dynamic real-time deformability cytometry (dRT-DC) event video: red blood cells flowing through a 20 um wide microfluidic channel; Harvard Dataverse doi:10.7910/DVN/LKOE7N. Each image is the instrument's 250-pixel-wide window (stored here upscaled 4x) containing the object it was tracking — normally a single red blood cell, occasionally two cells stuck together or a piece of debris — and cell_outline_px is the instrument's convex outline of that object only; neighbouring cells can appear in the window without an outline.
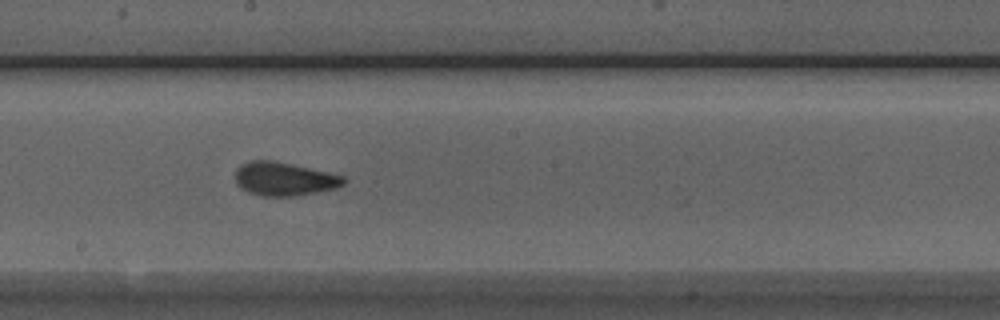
{"species": "Egyptian fruit bat (a non-hibernating species)", "species_latin": "Rousettus aegyptiacus", "temperature_condition": "room temperature", "stored_images_in_passage": 23, "camera_frame_rate_fps": 3000, "um_per_image_px": 0.085, "animal": {"sex": "male"}, "frame": {"image": 1, "passage_image": 14, "time_ms": 4.333, "image_size_px": [1000, 320], "cell_outline_px": [[348, 180], [344, 184], [336, 188], [296, 196], [264, 196], [248, 192], [240, 188], [236, 184], [236, 168], [240, 164], [248, 160], [272, 160], [328, 172], [344, 176]], "centroid_in_image_um": [24.14, 15.2], "position_along_channel_um": 224.1, "area_um2": 21.27}}
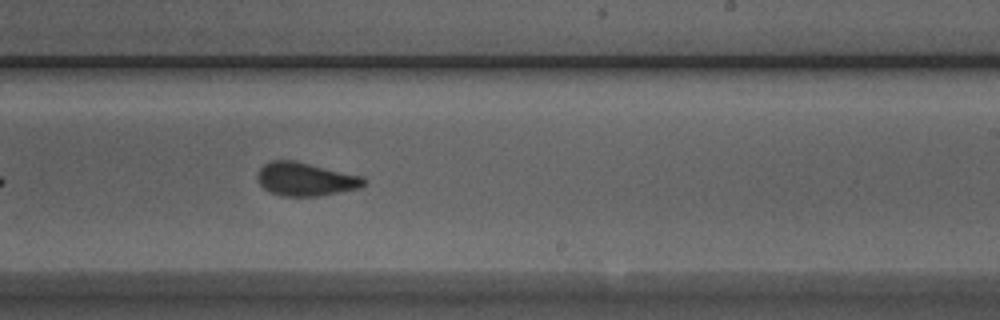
{"frame": {"image": 2, "passage_image": 17, "time_ms": 5.333, "image_size_px": [1000, 320], "cell_outline_px": [[368, 180], [360, 188], [316, 196], [280, 196], [268, 192], [256, 180], [256, 176], [260, 168], [264, 164], [272, 160], [296, 160], [364, 176]], "centroid_in_image_um": [25.96, 15.22], "position_along_channel_um": 263.0, "area_um2": 21.04}}
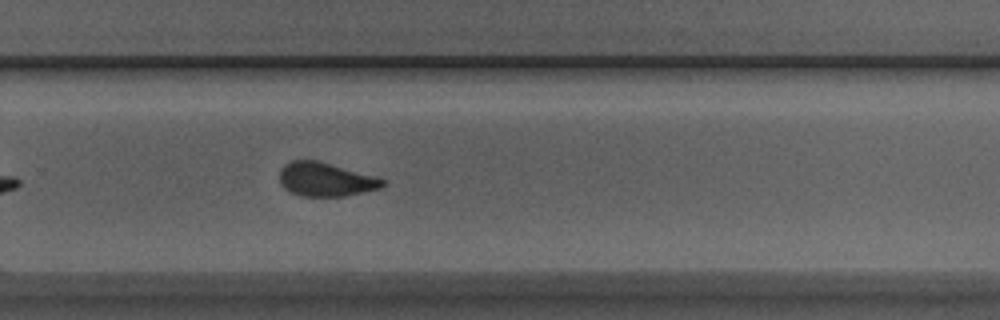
{"frame": {"image": 3, "passage_image": 20, "time_ms": 6.333, "image_size_px": [1000, 320], "cell_outline_px": [[388, 180], [380, 188], [344, 196], [300, 196], [284, 188], [280, 184], [280, 168], [284, 164], [292, 160], [316, 160], [380, 176]], "centroid_in_image_um": [27.71, 15.24], "position_along_channel_um": 302.1, "area_um2": 20.58}}